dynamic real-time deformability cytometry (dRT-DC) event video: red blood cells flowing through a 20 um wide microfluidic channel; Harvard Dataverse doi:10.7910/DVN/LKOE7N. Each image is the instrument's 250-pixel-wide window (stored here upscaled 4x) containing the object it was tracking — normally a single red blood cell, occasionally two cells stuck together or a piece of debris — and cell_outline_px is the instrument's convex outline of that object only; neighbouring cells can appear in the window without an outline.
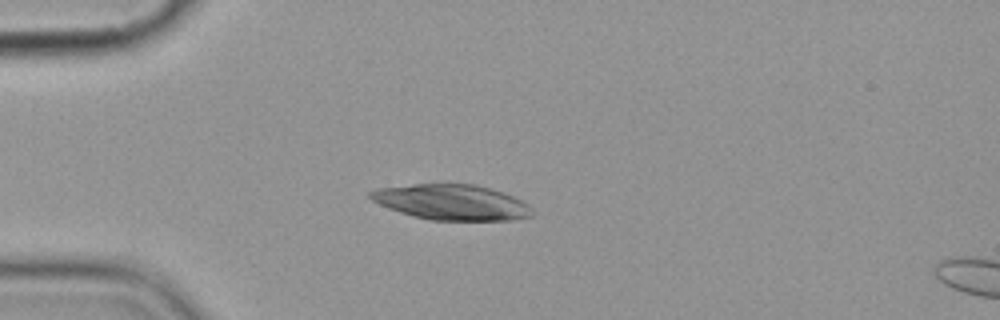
{"species": "common noctule bat (a hibernating species)", "species_latin": "Nyctalus noctula", "temperature_condition": "cold", "stored_images_in_passage": 3, "camera_frame_rate_fps": 3000, "um_per_image_px": 0.085, "animal": {"sex": "female", "body_mass_g": 19.9}, "frame": {"image": 1, "passage_image": 3, "time_ms": 2.333, "image_size_px": [1000, 320], "cell_outline_px": [[532, 216], [512, 220], [428, 220], [412, 216], [388, 208], [372, 200], [368, 196], [368, 192], [376, 188], [412, 184], [476, 184], [504, 192], [528, 204], [532, 208]], "centroid_in_image_um": [38.37, 17.19], "position_along_channel_um": 46.6, "area_um2": 33.52}}